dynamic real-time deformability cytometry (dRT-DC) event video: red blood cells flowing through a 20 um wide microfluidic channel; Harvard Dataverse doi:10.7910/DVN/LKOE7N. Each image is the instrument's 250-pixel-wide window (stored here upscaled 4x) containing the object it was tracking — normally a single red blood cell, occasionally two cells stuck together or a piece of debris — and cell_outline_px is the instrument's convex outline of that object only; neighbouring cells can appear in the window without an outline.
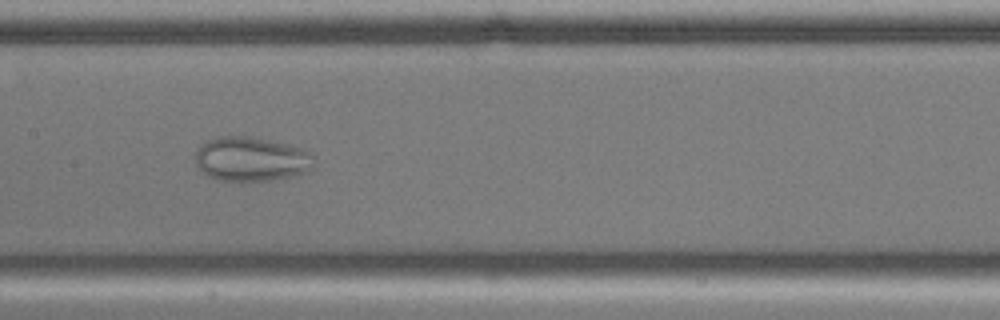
{"species": "common noctule bat (a hibernating species)", "species_latin": "Nyctalus noctula", "temperature_condition": "cold", "stored_images_in_passage": 45, "camera_frame_rate_fps": 3000, "um_per_image_px": 0.085, "animal": {"sex": "male", "body_mass_g": 17.9, "forearm_length_mm": 54.2}, "frame": {"image": 1, "passage_image": 20, "time_ms": 6.333, "image_size_px": [1000, 320], "cell_outline_px": [[316, 156], [312, 168], [308, 172], [292, 176], [272, 180], [220, 180], [208, 176], [196, 164], [196, 148], [200, 144], [208, 140], [220, 136], [244, 136], [268, 140], [288, 144], [300, 148]], "centroid_in_image_um": [21.37, 13.51], "position_along_channel_um": 186.0, "area_um2": 30.58}}
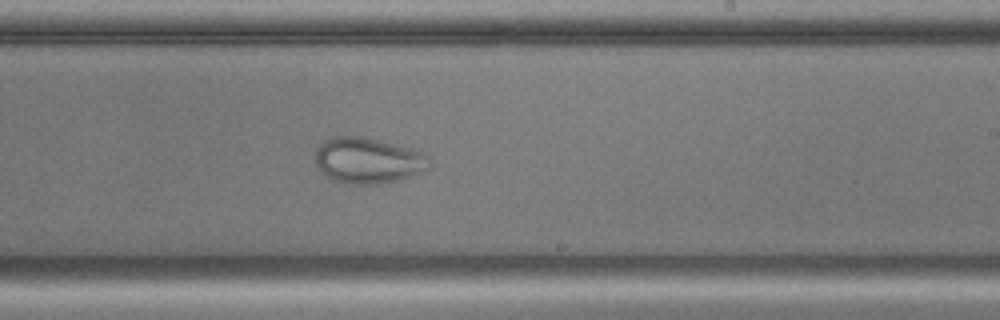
{"frame": {"image": 2, "passage_image": 26, "time_ms": 8.333, "image_size_px": [1000, 320], "cell_outline_px": [[432, 164], [428, 168], [408, 176], [396, 180], [376, 184], [352, 184], [332, 180], [316, 164], [316, 148], [324, 140], [332, 136], [364, 136], [412, 148], [432, 156]], "centroid_in_image_um": [31.31, 13.61], "position_along_channel_um": 257.7, "area_um2": 30.52}}